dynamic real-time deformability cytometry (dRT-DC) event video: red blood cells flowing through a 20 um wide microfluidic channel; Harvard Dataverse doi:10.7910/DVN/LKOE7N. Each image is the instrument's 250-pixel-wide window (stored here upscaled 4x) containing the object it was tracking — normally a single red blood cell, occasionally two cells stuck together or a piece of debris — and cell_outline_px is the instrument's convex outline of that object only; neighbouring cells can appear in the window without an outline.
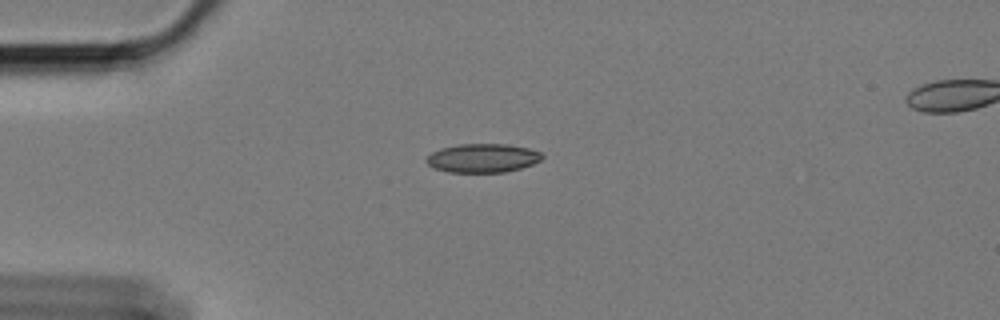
{"species": "Egyptian fruit bat (a non-hibernating species)", "species_latin": "Rousettus aegyptiacus", "temperature_condition": "cold", "stored_images_in_passage": 15, "camera_frame_rate_fps": 3000, "um_per_image_px": 0.085, "animal": {"sex": "female"}, "frame": {"image": 1, "passage_image": 1, "time_ms": 0.0, "image_size_px": [1000, 320], "cell_outline_px": [[544, 156], [540, 160], [532, 164], [520, 168], [504, 172], [448, 172], [436, 168], [428, 164], [424, 160], [432, 152], [440, 148], [460, 144], [508, 144], [528, 148], [544, 152]], "centroid_in_image_um": [41.05, 13.43], "position_along_channel_um": 44.0, "area_um2": 19.42}}
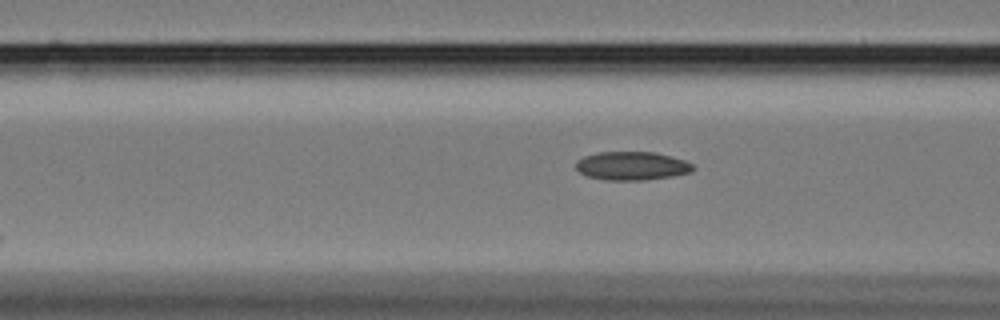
{"frame": {"image": 2, "passage_image": 9, "time_ms": 2.667, "image_size_px": [1000, 320], "cell_outline_px": [[696, 168], [692, 172], [672, 176], [644, 180], [604, 180], [588, 176], [580, 172], [576, 168], [576, 160], [584, 156], [600, 152], [656, 152], [672, 156], [684, 160], [692, 164]], "centroid_in_image_um": [53.73, 14.1], "position_along_channel_um": 112.9, "area_um2": 19.54}}
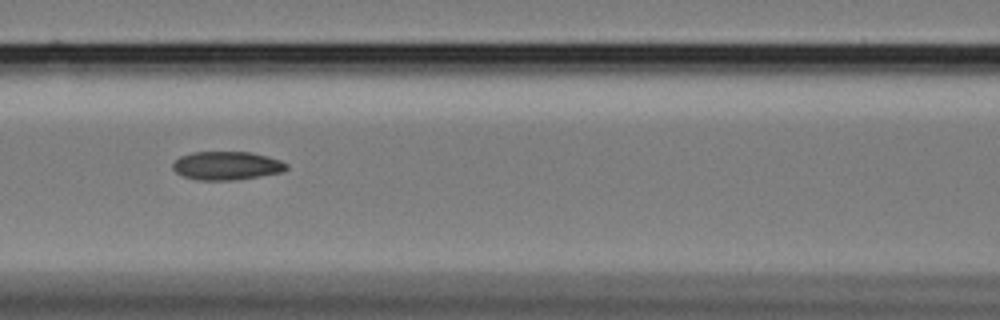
{"frame": {"image": 3, "passage_image": 12, "time_ms": 3.667, "image_size_px": [1000, 320], "cell_outline_px": [[288, 168], [284, 172], [232, 180], [200, 180], [184, 176], [176, 172], [172, 168], [172, 164], [180, 156], [192, 152], [252, 152], [268, 156], [280, 160], [288, 164]], "centroid_in_image_um": [19.29, 14.07], "position_along_channel_um": 147.3, "area_um2": 18.84}}